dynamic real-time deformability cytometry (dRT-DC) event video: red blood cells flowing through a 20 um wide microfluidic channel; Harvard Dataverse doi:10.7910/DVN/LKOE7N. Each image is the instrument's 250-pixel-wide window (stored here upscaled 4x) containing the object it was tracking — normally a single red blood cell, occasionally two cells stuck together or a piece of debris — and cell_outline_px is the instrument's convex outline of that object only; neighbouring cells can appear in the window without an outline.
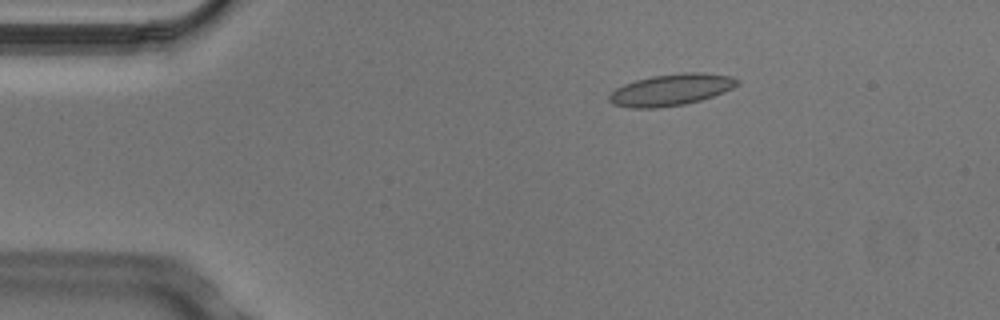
{"species": "Egyptian fruit bat (a non-hibernating species)", "species_latin": "Rousettus aegyptiacus", "temperature_condition": "cold", "stored_images_in_passage": 8, "camera_frame_rate_fps": 3000, "um_per_image_px": 0.085, "animal": {"sex": "male"}, "frame": {"image": 1, "passage_image": 2, "time_ms": 0.333, "image_size_px": [1000, 320], "cell_outline_px": [[740, 84], [724, 92], [700, 100], [684, 104], [656, 108], [632, 108], [612, 104], [608, 100], [608, 96], [616, 88], [624, 84], [636, 80], [652, 76], [680, 72], [700, 72], [732, 76], [740, 80]], "centroid_in_image_um": [57.05, 7.62], "position_along_channel_um": 27.9, "area_um2": 23.64}}
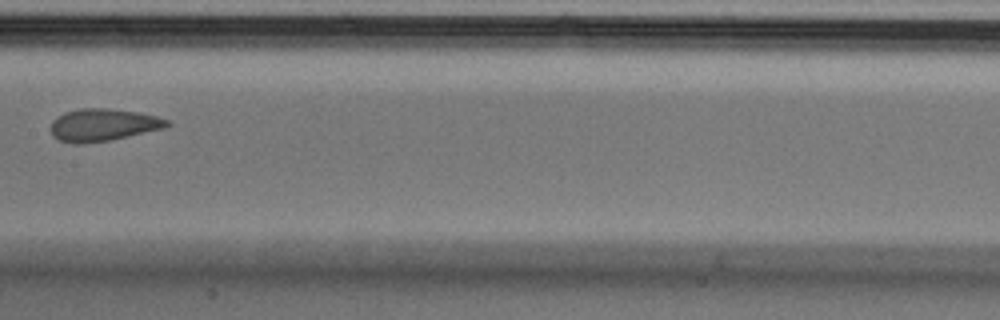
{"frame": {"image": 2, "passage_image": 7, "time_ms": 2.0, "image_size_px": [1000, 320], "cell_outline_px": [[168, 124], [164, 128], [112, 140], [84, 144], [72, 144], [60, 140], [52, 136], [52, 120], [56, 116], [64, 112], [80, 108], [108, 108], [136, 112], [156, 116], [168, 120]], "centroid_in_image_um": [8.71, 10.62], "position_along_channel_um": 198.7, "area_um2": 21.96}}
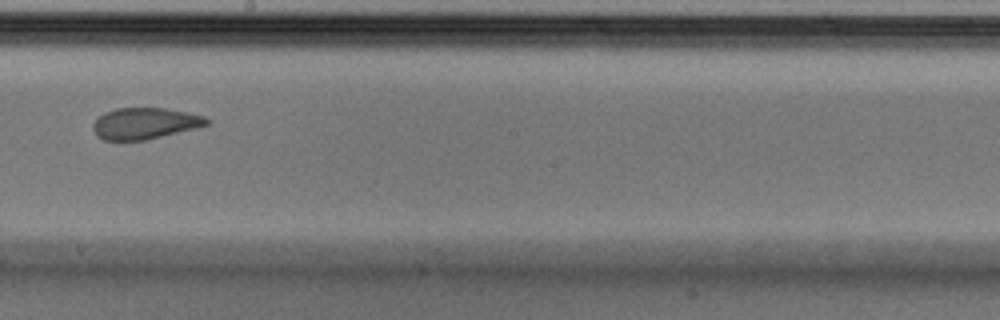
{"frame": {"image": 3, "passage_image": 8, "time_ms": 2.333, "image_size_px": [1000, 320], "cell_outline_px": [[212, 124], [196, 128], [144, 140], [104, 140], [96, 136], [92, 128], [92, 124], [104, 112], [116, 108], [168, 108], [188, 112], [204, 116], [212, 120]], "centroid_in_image_um": [12.34, 10.48], "position_along_channel_um": 235.9, "area_um2": 20.92}}